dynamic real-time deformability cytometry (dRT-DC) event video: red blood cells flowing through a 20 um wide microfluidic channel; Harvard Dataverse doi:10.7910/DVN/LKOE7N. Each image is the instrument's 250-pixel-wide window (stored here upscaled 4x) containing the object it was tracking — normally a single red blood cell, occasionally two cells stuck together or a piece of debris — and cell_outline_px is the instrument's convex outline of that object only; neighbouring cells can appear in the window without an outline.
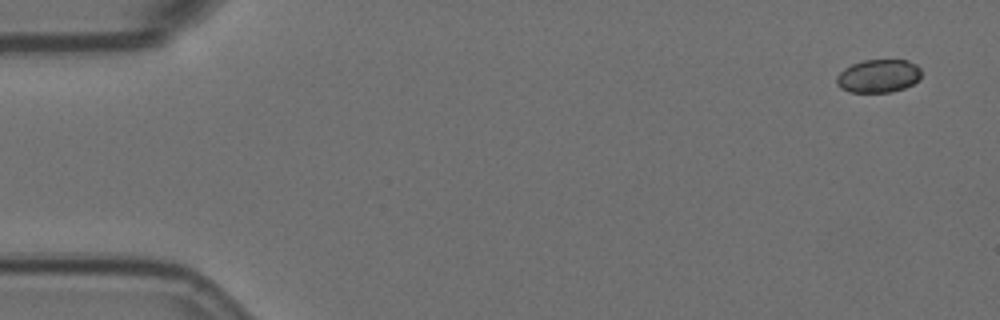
{"species": "Egyptian fruit bat (a non-hibernating species)", "species_latin": "Rousettus aegyptiacus", "temperature_condition": "room temperature", "stored_images_in_passage": 4, "camera_frame_rate_fps": 3000, "um_per_image_px": 0.085, "animal": {"sex": "female"}, "frame": {"image": 1, "passage_image": 1, "time_ms": 0.0, "image_size_px": [1000, 320], "cell_outline_px": [[920, 80], [904, 88], [892, 92], [848, 92], [840, 88], [836, 84], [836, 76], [844, 68], [852, 64], [864, 60], [908, 60], [916, 64], [920, 68]], "centroid_in_image_um": [74.65, 6.46], "position_along_channel_um": 10.3, "area_um2": 16.53}}
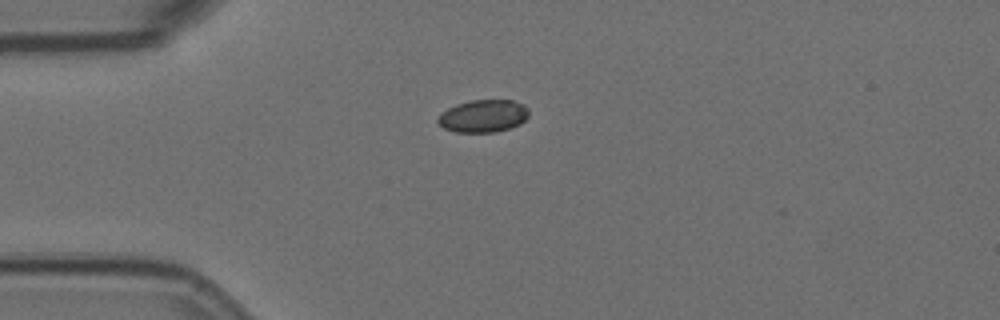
{"frame": {"image": 2, "passage_image": 4, "time_ms": 1.0, "image_size_px": [1000, 320], "cell_outline_px": [[528, 116], [520, 124], [496, 132], [456, 132], [444, 128], [436, 120], [448, 108], [456, 104], [472, 100], [512, 100], [524, 104], [528, 108]], "centroid_in_image_um": [41.1, 9.86], "position_along_channel_um": 43.9, "area_um2": 17.11}}